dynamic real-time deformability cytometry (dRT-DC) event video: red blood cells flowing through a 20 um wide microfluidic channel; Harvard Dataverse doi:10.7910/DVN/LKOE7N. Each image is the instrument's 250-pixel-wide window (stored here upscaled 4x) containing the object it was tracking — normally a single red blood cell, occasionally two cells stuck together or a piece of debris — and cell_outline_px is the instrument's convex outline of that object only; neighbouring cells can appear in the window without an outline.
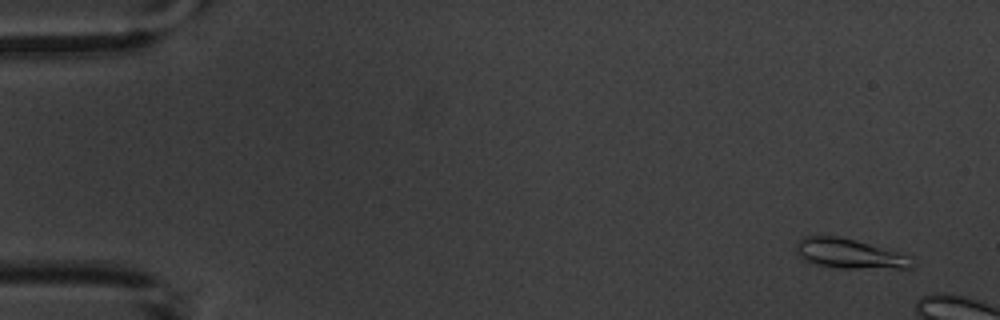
{"species": "common noctule bat (a hibernating species)", "species_latin": "Nyctalus noctula", "temperature_condition": "warm", "stored_images_in_passage": 3, "camera_frame_rate_fps": 3000, "um_per_image_px": 0.085, "animal": {"sex": "male", "body_mass_g": 20.1, "forearm_length_mm": 53.5}, "frame": {"image": 1, "passage_image": 1, "time_ms": 0.0, "image_size_px": [1000, 320], "cell_outline_px": [[916, 264], [912, 268], [840, 268], [816, 264], [804, 260], [796, 252], [796, 244], [804, 236], [840, 236], [856, 240], [912, 256]], "centroid_in_image_um": [72.25, 21.56], "position_along_channel_um": 12.8, "area_um2": 20.11}}